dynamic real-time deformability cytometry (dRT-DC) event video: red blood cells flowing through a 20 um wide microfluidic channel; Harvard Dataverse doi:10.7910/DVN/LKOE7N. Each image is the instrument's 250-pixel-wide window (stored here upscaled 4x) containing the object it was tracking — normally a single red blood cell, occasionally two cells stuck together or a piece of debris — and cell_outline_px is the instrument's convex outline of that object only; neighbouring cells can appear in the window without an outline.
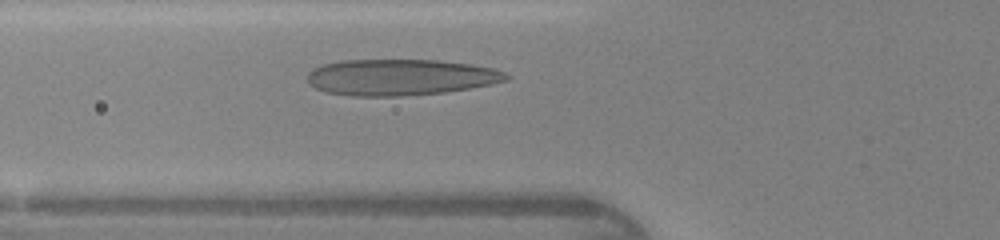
{"species": "human", "species_latin": "Homo sapiens", "temperature_condition": "warm", "stored_images_in_passage": 30, "camera_frame_rate_fps": 3000, "um_per_image_px": 0.085, "donor": {"sex": "female"}, "frame": {"image": 1, "passage_image": 8, "time_ms": 2.333, "image_size_px": [1000, 240], "cell_outline_px": [[512, 76], [508, 80], [468, 88], [444, 92], [400, 96], [352, 96], [324, 92], [308, 84], [308, 72], [324, 64], [344, 60], [440, 60], [468, 64], [492, 68], [504, 72]], "centroid_in_image_um": [34.01, 6.57], "position_along_channel_um": 91.8, "area_um2": 41.73}}
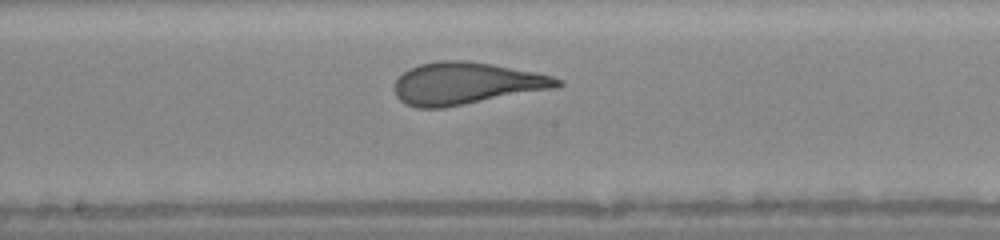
{"frame": {"image": 2, "passage_image": 16, "time_ms": 5.0, "image_size_px": [1000, 240], "cell_outline_px": [[564, 84], [556, 88], [444, 108], [416, 108], [404, 104], [396, 96], [396, 80], [408, 68], [420, 64], [436, 60], [464, 60], [492, 64], [536, 72], [552, 76], [564, 80]], "centroid_in_image_um": [39.65, 7.09], "position_along_channel_um": 208.6, "area_um2": 40.17}}
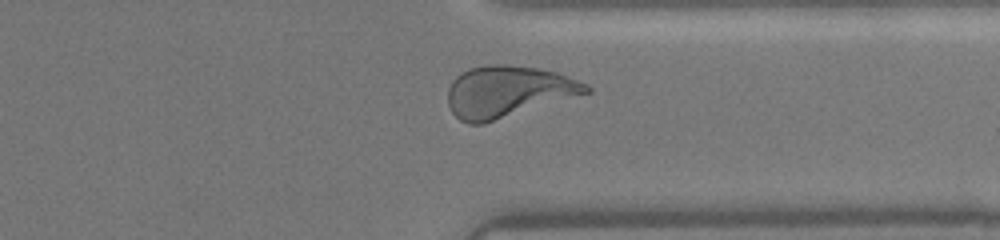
{"frame": {"image": 3, "passage_image": 27, "time_ms": 8.667, "image_size_px": [1000, 240], "cell_outline_px": [[592, 92], [484, 124], [468, 124], [460, 120], [452, 112], [448, 104], [448, 88], [452, 80], [460, 72], [468, 68], [488, 64], [508, 64], [536, 68], [556, 72], [588, 84], [592, 88]], "centroid_in_image_um": [43.17, 7.78], "position_along_channel_um": 368.2, "area_um2": 41.85}}